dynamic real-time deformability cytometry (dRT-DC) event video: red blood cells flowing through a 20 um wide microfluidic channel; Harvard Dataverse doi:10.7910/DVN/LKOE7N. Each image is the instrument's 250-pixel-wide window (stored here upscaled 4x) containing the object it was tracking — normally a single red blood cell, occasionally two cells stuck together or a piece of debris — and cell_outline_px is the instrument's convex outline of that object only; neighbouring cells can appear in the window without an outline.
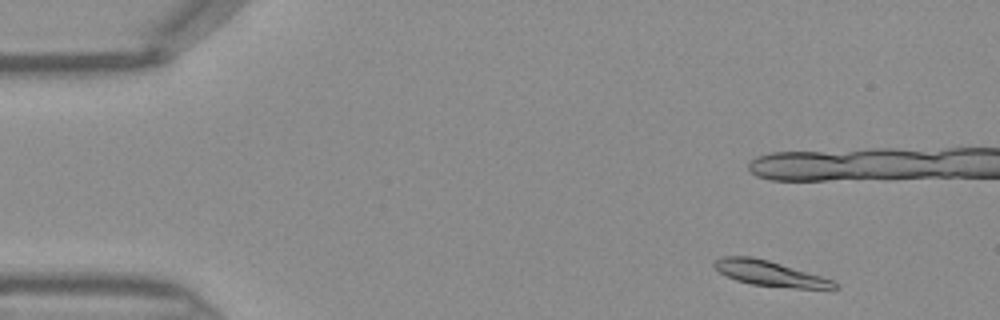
{"species": "Egyptian fruit bat (a non-hibernating species)", "species_latin": "Rousettus aegyptiacus", "temperature_condition": "warm", "stored_images_in_passage": 18, "camera_frame_rate_fps": 3000, "um_per_image_px": 0.085, "frame": {"image": 1, "passage_image": 3, "time_ms": 0.667, "image_size_px": [1000, 320], "cell_outline_px": [[840, 288], [796, 288], [752, 284], [736, 280], [720, 272], [712, 264], [720, 256], [752, 256], [768, 260], [820, 276], [832, 280], [840, 284]], "centroid_in_image_um": [65.42, 23.23], "position_along_channel_um": 19.6, "area_um2": 17.34}}